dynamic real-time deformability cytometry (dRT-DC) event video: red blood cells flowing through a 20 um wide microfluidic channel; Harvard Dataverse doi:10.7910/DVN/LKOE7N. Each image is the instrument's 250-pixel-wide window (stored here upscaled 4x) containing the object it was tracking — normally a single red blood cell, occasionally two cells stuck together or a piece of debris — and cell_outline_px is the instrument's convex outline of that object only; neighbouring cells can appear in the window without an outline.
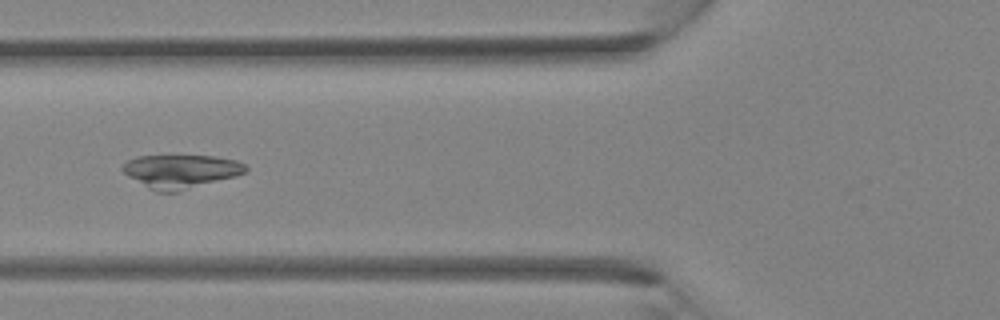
{"species": "Egyptian fruit bat (a non-hibernating species)", "species_latin": "Rousettus aegyptiacus", "temperature_condition": "room temperature", "stored_images_in_passage": 5, "camera_frame_rate_fps": 3000, "um_per_image_px": 0.085, "animal": {"sex": "female"}, "frame": {"image": 1, "passage_image": 5, "time_ms": 4.333, "image_size_px": [1000, 320], "cell_outline_px": [[248, 168], [244, 172], [236, 176], [176, 192], [156, 192], [148, 188], [128, 176], [120, 168], [128, 160], [136, 156], [212, 156], [236, 160], [244, 164]], "centroid_in_image_um": [15.34, 14.56], "position_along_channel_um": 110.5, "area_um2": 23.87}}